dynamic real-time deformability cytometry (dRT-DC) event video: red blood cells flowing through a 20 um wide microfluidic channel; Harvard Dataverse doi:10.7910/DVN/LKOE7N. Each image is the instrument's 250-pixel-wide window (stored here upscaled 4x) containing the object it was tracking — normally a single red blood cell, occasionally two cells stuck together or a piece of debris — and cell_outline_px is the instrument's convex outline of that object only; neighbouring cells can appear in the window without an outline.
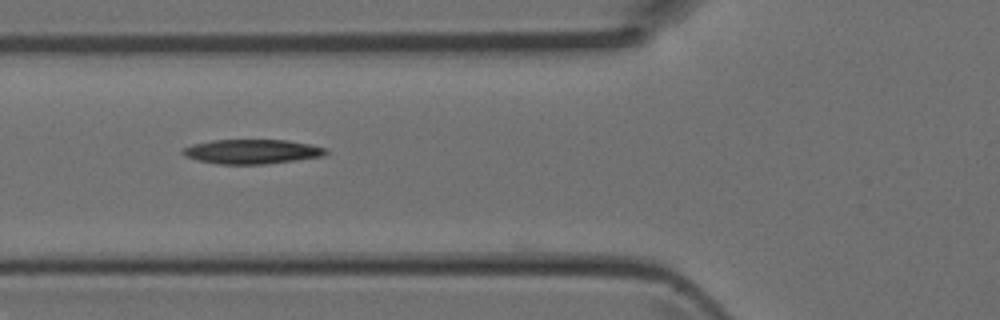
{"species": "Egyptian fruit bat (a non-hibernating species)", "species_latin": "Rousettus aegyptiacus", "temperature_condition": "room temperature", "stored_images_in_passage": 2, "camera_frame_rate_fps": 3000, "um_per_image_px": 0.085, "animal": {"sex": "female"}, "frame": {"image": 1, "passage_image": 2, "time_ms": 0.333, "image_size_px": [1000, 320], "cell_outline_px": [[328, 152], [324, 156], [296, 160], [264, 164], [220, 164], [200, 160], [184, 156], [180, 152], [180, 148], [192, 144], [212, 140], [288, 140], [328, 148]], "centroid_in_image_um": [21.4, 12.88], "position_along_channel_um": 104.4, "area_um2": 20.46}}